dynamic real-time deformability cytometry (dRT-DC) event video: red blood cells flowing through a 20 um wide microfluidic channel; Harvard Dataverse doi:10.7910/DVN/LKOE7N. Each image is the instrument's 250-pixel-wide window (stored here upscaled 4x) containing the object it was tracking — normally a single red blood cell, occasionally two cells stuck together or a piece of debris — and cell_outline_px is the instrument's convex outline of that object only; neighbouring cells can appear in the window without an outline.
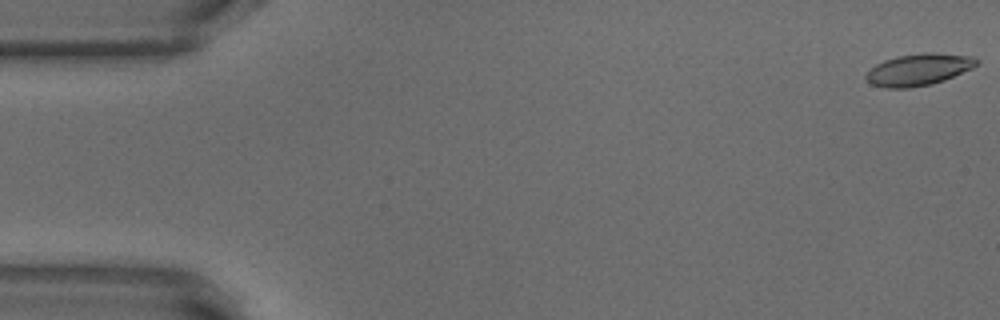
{"species": "common noctule bat (a hibernating species)", "species_latin": "Nyctalus noctula", "temperature_condition": "warm", "stored_images_in_passage": 49, "camera_frame_rate_fps": 3000, "um_per_image_px": 0.085, "animal": {"sex": "male", "body_mass_g": 18.8}, "frame": {"image": 1, "passage_image": 1, "time_ms": 0.0, "image_size_px": [1000, 320], "cell_outline_px": [[980, 60], [972, 68], [944, 80], [932, 84], [908, 88], [884, 88], [872, 84], [864, 76], [876, 64], [884, 60], [896, 56], [924, 52], [932, 52], [976, 56]], "centroid_in_image_um": [78.11, 5.9], "position_along_channel_um": 6.9, "area_um2": 20.58}}
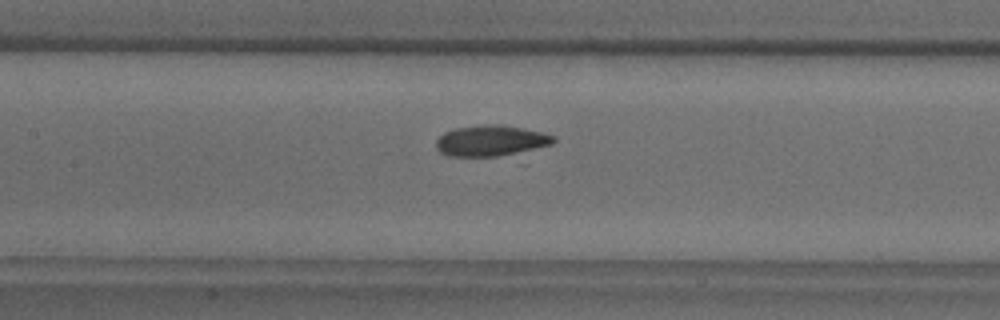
{"frame": {"image": 2, "passage_image": 24, "time_ms": 7.667, "image_size_px": [1000, 320], "cell_outline_px": [[556, 140], [552, 144], [496, 156], [448, 156], [440, 152], [436, 148], [436, 140], [444, 132], [456, 128], [484, 124], [496, 124], [544, 132], [556, 136]], "centroid_in_image_um": [41.69, 11.94], "position_along_channel_um": 165.7, "area_um2": 20.75}}
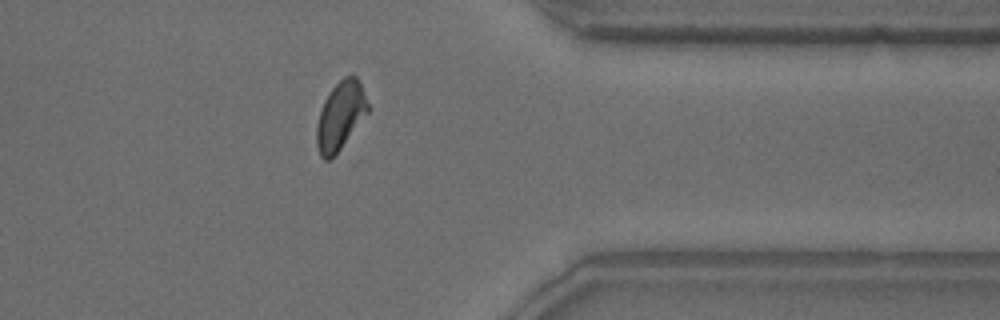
{"frame": {"image": 3, "passage_image": 42, "time_ms": 13.667, "image_size_px": [1000, 320], "cell_outline_px": [[372, 108], [340, 148], [328, 160], [324, 160], [320, 156], [316, 144], [316, 124], [324, 100], [332, 88], [344, 76], [352, 72], [356, 76]], "centroid_in_image_um": [28.95, 9.79], "position_along_channel_um": 382.4, "area_um2": 20.4}, "authors_computed_cell_mechanics": {"area_um2": 20.519, "velocity_mm_per_s": 3.8279, "shape_relaxation_time_tau1_ms": 4.9076, "shape_relaxation_time_tau2_ms": 2.3127, "deformation_change_tau1": 0.1535, "deformation_change_tau2": 0.0734}}